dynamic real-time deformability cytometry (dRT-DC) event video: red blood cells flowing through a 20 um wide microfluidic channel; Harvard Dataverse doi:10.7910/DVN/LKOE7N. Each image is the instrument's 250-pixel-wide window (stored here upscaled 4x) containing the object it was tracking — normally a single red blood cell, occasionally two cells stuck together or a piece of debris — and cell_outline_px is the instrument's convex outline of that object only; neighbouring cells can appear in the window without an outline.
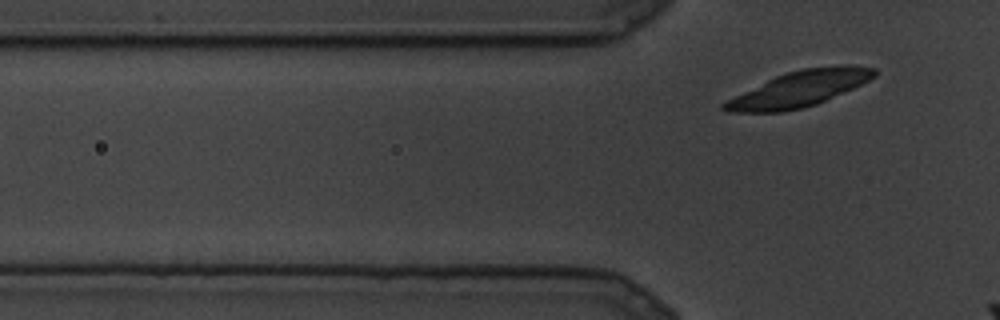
{"species": "common noctule bat (a hibernating species)", "species_latin": "Nyctalus noctula", "temperature_condition": "cold", "stored_images_in_passage": 4, "camera_frame_rate_fps": 3000, "um_per_image_px": 0.085, "animal": {"sex": "male", "body_mass_g": 19.5, "forearm_length_mm": 54.6}, "frame": {"image": 1, "passage_image": 4, "time_ms": 1.0, "image_size_px": [1000, 320], "cell_outline_px": [[876, 76], [852, 88], [816, 104], [784, 112], [732, 112], [720, 108], [720, 104], [776, 76], [800, 68], [876, 68]], "centroid_in_image_um": [67.84, 7.61], "position_along_channel_um": 58.0, "area_um2": 29.54}}